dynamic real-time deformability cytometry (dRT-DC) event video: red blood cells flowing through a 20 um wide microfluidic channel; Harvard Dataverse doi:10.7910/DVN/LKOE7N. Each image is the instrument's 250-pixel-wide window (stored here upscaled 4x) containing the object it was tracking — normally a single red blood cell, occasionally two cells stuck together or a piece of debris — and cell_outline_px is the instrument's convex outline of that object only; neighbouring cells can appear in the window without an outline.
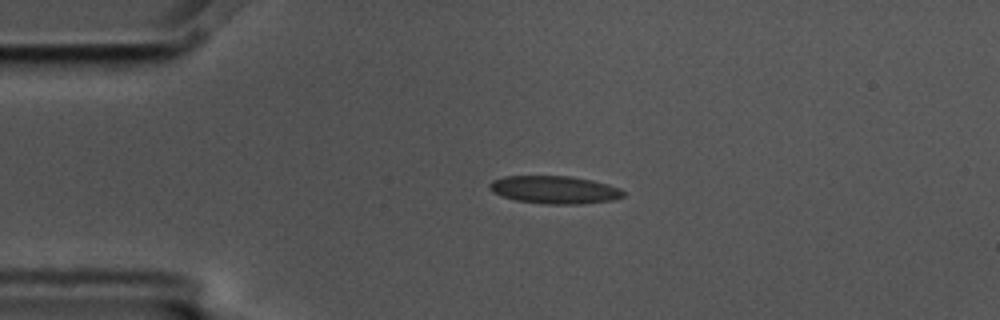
{"species": "common noctule bat (a hibernating species)", "species_latin": "Nyctalus noctula", "temperature_condition": "cold", "stored_images_in_passage": 3, "camera_frame_rate_fps": 3000, "um_per_image_px": 0.085, "animal": {"sex": "male", "body_mass_g": 17.5, "forearm_length_mm": 52.3}, "frame": {"image": 1, "passage_image": 2, "time_ms": 0.333, "image_size_px": [1000, 320], "cell_outline_px": [[624, 196], [612, 200], [580, 204], [548, 204], [516, 200], [500, 196], [492, 192], [488, 188], [488, 184], [492, 180], [504, 176], [568, 176], [592, 180], [608, 184], [620, 188], [624, 192]], "centroid_in_image_um": [47.1, 16.13], "position_along_channel_um": 37.9, "area_um2": 21.73}}